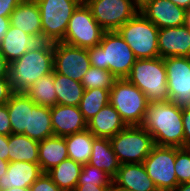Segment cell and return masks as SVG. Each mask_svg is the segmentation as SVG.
<instances>
[{"instance_id": "f1b7e54d", "label": "cell", "mask_w": 190, "mask_h": 191, "mask_svg": "<svg viewBox=\"0 0 190 191\" xmlns=\"http://www.w3.org/2000/svg\"><path fill=\"white\" fill-rule=\"evenodd\" d=\"M95 138L88 129L66 136L65 141L69 158L81 165L89 163Z\"/></svg>"}, {"instance_id": "74e56055", "label": "cell", "mask_w": 190, "mask_h": 191, "mask_svg": "<svg viewBox=\"0 0 190 191\" xmlns=\"http://www.w3.org/2000/svg\"><path fill=\"white\" fill-rule=\"evenodd\" d=\"M13 93L10 79H0V104H6Z\"/></svg>"}, {"instance_id": "7bdbcfd3", "label": "cell", "mask_w": 190, "mask_h": 191, "mask_svg": "<svg viewBox=\"0 0 190 191\" xmlns=\"http://www.w3.org/2000/svg\"><path fill=\"white\" fill-rule=\"evenodd\" d=\"M10 27V17H0V42Z\"/></svg>"}, {"instance_id": "d4e9b609", "label": "cell", "mask_w": 190, "mask_h": 191, "mask_svg": "<svg viewBox=\"0 0 190 191\" xmlns=\"http://www.w3.org/2000/svg\"><path fill=\"white\" fill-rule=\"evenodd\" d=\"M23 135L37 141L53 136L51 108L35 104L29 109L28 129Z\"/></svg>"}, {"instance_id": "d6a6232c", "label": "cell", "mask_w": 190, "mask_h": 191, "mask_svg": "<svg viewBox=\"0 0 190 191\" xmlns=\"http://www.w3.org/2000/svg\"><path fill=\"white\" fill-rule=\"evenodd\" d=\"M77 184H94L97 186H112V178L103 170L85 164L82 167Z\"/></svg>"}, {"instance_id": "2e32d148", "label": "cell", "mask_w": 190, "mask_h": 191, "mask_svg": "<svg viewBox=\"0 0 190 191\" xmlns=\"http://www.w3.org/2000/svg\"><path fill=\"white\" fill-rule=\"evenodd\" d=\"M51 122L55 136L66 137L87 129V121L78 106L59 105L51 107Z\"/></svg>"}, {"instance_id": "9a60e30c", "label": "cell", "mask_w": 190, "mask_h": 191, "mask_svg": "<svg viewBox=\"0 0 190 191\" xmlns=\"http://www.w3.org/2000/svg\"><path fill=\"white\" fill-rule=\"evenodd\" d=\"M158 50L163 59L190 57V30L185 25L159 29Z\"/></svg>"}, {"instance_id": "7c38bea8", "label": "cell", "mask_w": 190, "mask_h": 191, "mask_svg": "<svg viewBox=\"0 0 190 191\" xmlns=\"http://www.w3.org/2000/svg\"><path fill=\"white\" fill-rule=\"evenodd\" d=\"M53 48L54 71L81 82L83 76L91 67L87 49L64 42L53 43Z\"/></svg>"}, {"instance_id": "5bb4252c", "label": "cell", "mask_w": 190, "mask_h": 191, "mask_svg": "<svg viewBox=\"0 0 190 191\" xmlns=\"http://www.w3.org/2000/svg\"><path fill=\"white\" fill-rule=\"evenodd\" d=\"M185 11L169 0H152L139 12L161 29L183 26Z\"/></svg>"}, {"instance_id": "7a4b0ae2", "label": "cell", "mask_w": 190, "mask_h": 191, "mask_svg": "<svg viewBox=\"0 0 190 191\" xmlns=\"http://www.w3.org/2000/svg\"><path fill=\"white\" fill-rule=\"evenodd\" d=\"M54 70V48L51 42H39L19 59L10 63L9 79L13 92H25L41 77Z\"/></svg>"}, {"instance_id": "44dd1931", "label": "cell", "mask_w": 190, "mask_h": 191, "mask_svg": "<svg viewBox=\"0 0 190 191\" xmlns=\"http://www.w3.org/2000/svg\"><path fill=\"white\" fill-rule=\"evenodd\" d=\"M38 43L36 38L10 25L0 42V53L11 63Z\"/></svg>"}, {"instance_id": "cb8c5ba5", "label": "cell", "mask_w": 190, "mask_h": 191, "mask_svg": "<svg viewBox=\"0 0 190 191\" xmlns=\"http://www.w3.org/2000/svg\"><path fill=\"white\" fill-rule=\"evenodd\" d=\"M107 173L112 179L120 168V162L113 152L110 139L95 138L92 145V154L89 163Z\"/></svg>"}, {"instance_id": "ee69618b", "label": "cell", "mask_w": 190, "mask_h": 191, "mask_svg": "<svg viewBox=\"0 0 190 191\" xmlns=\"http://www.w3.org/2000/svg\"><path fill=\"white\" fill-rule=\"evenodd\" d=\"M169 1H171L173 4H176L177 6L185 10L190 7V0H169Z\"/></svg>"}, {"instance_id": "f907efd6", "label": "cell", "mask_w": 190, "mask_h": 191, "mask_svg": "<svg viewBox=\"0 0 190 191\" xmlns=\"http://www.w3.org/2000/svg\"><path fill=\"white\" fill-rule=\"evenodd\" d=\"M111 191H129V190H125V189H122V188H118V187H115L114 185H112Z\"/></svg>"}, {"instance_id": "f6af8a7d", "label": "cell", "mask_w": 190, "mask_h": 191, "mask_svg": "<svg viewBox=\"0 0 190 191\" xmlns=\"http://www.w3.org/2000/svg\"><path fill=\"white\" fill-rule=\"evenodd\" d=\"M9 163V161H5L0 158V177L7 173Z\"/></svg>"}, {"instance_id": "4316f807", "label": "cell", "mask_w": 190, "mask_h": 191, "mask_svg": "<svg viewBox=\"0 0 190 191\" xmlns=\"http://www.w3.org/2000/svg\"><path fill=\"white\" fill-rule=\"evenodd\" d=\"M83 165L67 158L47 172L52 181L62 191H74L77 186Z\"/></svg>"}, {"instance_id": "277c9868", "label": "cell", "mask_w": 190, "mask_h": 191, "mask_svg": "<svg viewBox=\"0 0 190 191\" xmlns=\"http://www.w3.org/2000/svg\"><path fill=\"white\" fill-rule=\"evenodd\" d=\"M126 79L145 94L149 103L169 101L163 58L137 59Z\"/></svg>"}, {"instance_id": "3957f363", "label": "cell", "mask_w": 190, "mask_h": 191, "mask_svg": "<svg viewBox=\"0 0 190 191\" xmlns=\"http://www.w3.org/2000/svg\"><path fill=\"white\" fill-rule=\"evenodd\" d=\"M91 66L110 71L117 79L126 78L135 54L117 31H105L99 45L87 49Z\"/></svg>"}, {"instance_id": "ab89813d", "label": "cell", "mask_w": 190, "mask_h": 191, "mask_svg": "<svg viewBox=\"0 0 190 191\" xmlns=\"http://www.w3.org/2000/svg\"><path fill=\"white\" fill-rule=\"evenodd\" d=\"M112 186H97L94 184H77L74 191H111Z\"/></svg>"}, {"instance_id": "6da1fadb", "label": "cell", "mask_w": 190, "mask_h": 191, "mask_svg": "<svg viewBox=\"0 0 190 191\" xmlns=\"http://www.w3.org/2000/svg\"><path fill=\"white\" fill-rule=\"evenodd\" d=\"M182 107L171 101L149 103L141 126L151 135L155 145L184 147Z\"/></svg>"}, {"instance_id": "8d00e7d4", "label": "cell", "mask_w": 190, "mask_h": 191, "mask_svg": "<svg viewBox=\"0 0 190 191\" xmlns=\"http://www.w3.org/2000/svg\"><path fill=\"white\" fill-rule=\"evenodd\" d=\"M182 121L184 127V147L190 148V106L182 107Z\"/></svg>"}, {"instance_id": "d6986e66", "label": "cell", "mask_w": 190, "mask_h": 191, "mask_svg": "<svg viewBox=\"0 0 190 191\" xmlns=\"http://www.w3.org/2000/svg\"><path fill=\"white\" fill-rule=\"evenodd\" d=\"M42 173L39 163L10 162L7 173L0 177V191L12 187L29 188Z\"/></svg>"}, {"instance_id": "681fc988", "label": "cell", "mask_w": 190, "mask_h": 191, "mask_svg": "<svg viewBox=\"0 0 190 191\" xmlns=\"http://www.w3.org/2000/svg\"><path fill=\"white\" fill-rule=\"evenodd\" d=\"M5 191H30V188L12 187L11 189H7Z\"/></svg>"}, {"instance_id": "ba28073f", "label": "cell", "mask_w": 190, "mask_h": 191, "mask_svg": "<svg viewBox=\"0 0 190 191\" xmlns=\"http://www.w3.org/2000/svg\"><path fill=\"white\" fill-rule=\"evenodd\" d=\"M41 13L43 41L62 42L74 10L83 0H36Z\"/></svg>"}, {"instance_id": "7dc6e473", "label": "cell", "mask_w": 190, "mask_h": 191, "mask_svg": "<svg viewBox=\"0 0 190 191\" xmlns=\"http://www.w3.org/2000/svg\"><path fill=\"white\" fill-rule=\"evenodd\" d=\"M173 191H190V182L178 184Z\"/></svg>"}, {"instance_id": "bcb514c9", "label": "cell", "mask_w": 190, "mask_h": 191, "mask_svg": "<svg viewBox=\"0 0 190 191\" xmlns=\"http://www.w3.org/2000/svg\"><path fill=\"white\" fill-rule=\"evenodd\" d=\"M151 1L152 0H133V3L135 5V7L140 11L142 8H144Z\"/></svg>"}, {"instance_id": "4fadbf2b", "label": "cell", "mask_w": 190, "mask_h": 191, "mask_svg": "<svg viewBox=\"0 0 190 191\" xmlns=\"http://www.w3.org/2000/svg\"><path fill=\"white\" fill-rule=\"evenodd\" d=\"M169 101L179 107L190 106V57L164 58Z\"/></svg>"}, {"instance_id": "e575fe53", "label": "cell", "mask_w": 190, "mask_h": 191, "mask_svg": "<svg viewBox=\"0 0 190 191\" xmlns=\"http://www.w3.org/2000/svg\"><path fill=\"white\" fill-rule=\"evenodd\" d=\"M29 188L30 191H62L47 173H42Z\"/></svg>"}, {"instance_id": "c3c4849f", "label": "cell", "mask_w": 190, "mask_h": 191, "mask_svg": "<svg viewBox=\"0 0 190 191\" xmlns=\"http://www.w3.org/2000/svg\"><path fill=\"white\" fill-rule=\"evenodd\" d=\"M184 25L190 30V7L185 11V23Z\"/></svg>"}, {"instance_id": "8992f818", "label": "cell", "mask_w": 190, "mask_h": 191, "mask_svg": "<svg viewBox=\"0 0 190 191\" xmlns=\"http://www.w3.org/2000/svg\"><path fill=\"white\" fill-rule=\"evenodd\" d=\"M158 31L159 29L140 12L117 30L137 59L160 57Z\"/></svg>"}, {"instance_id": "83f0119b", "label": "cell", "mask_w": 190, "mask_h": 191, "mask_svg": "<svg viewBox=\"0 0 190 191\" xmlns=\"http://www.w3.org/2000/svg\"><path fill=\"white\" fill-rule=\"evenodd\" d=\"M53 81L57 95V104L78 106L81 102L84 87L81 82L72 80L53 70Z\"/></svg>"}, {"instance_id": "d590c367", "label": "cell", "mask_w": 190, "mask_h": 191, "mask_svg": "<svg viewBox=\"0 0 190 191\" xmlns=\"http://www.w3.org/2000/svg\"><path fill=\"white\" fill-rule=\"evenodd\" d=\"M12 133L7 104H0V134L9 136Z\"/></svg>"}, {"instance_id": "1f68e13d", "label": "cell", "mask_w": 190, "mask_h": 191, "mask_svg": "<svg viewBox=\"0 0 190 191\" xmlns=\"http://www.w3.org/2000/svg\"><path fill=\"white\" fill-rule=\"evenodd\" d=\"M117 78L108 70L91 66L83 76L81 84L84 90L101 88L111 90Z\"/></svg>"}, {"instance_id": "9c48e42d", "label": "cell", "mask_w": 190, "mask_h": 191, "mask_svg": "<svg viewBox=\"0 0 190 191\" xmlns=\"http://www.w3.org/2000/svg\"><path fill=\"white\" fill-rule=\"evenodd\" d=\"M105 30L94 19L91 10L82 1L74 10L62 42L84 49L99 45Z\"/></svg>"}, {"instance_id": "ffe728a7", "label": "cell", "mask_w": 190, "mask_h": 191, "mask_svg": "<svg viewBox=\"0 0 190 191\" xmlns=\"http://www.w3.org/2000/svg\"><path fill=\"white\" fill-rule=\"evenodd\" d=\"M127 125L109 103L87 122V129L97 138H108L115 136Z\"/></svg>"}, {"instance_id": "b9f144b4", "label": "cell", "mask_w": 190, "mask_h": 191, "mask_svg": "<svg viewBox=\"0 0 190 191\" xmlns=\"http://www.w3.org/2000/svg\"><path fill=\"white\" fill-rule=\"evenodd\" d=\"M10 63L0 53V79H9Z\"/></svg>"}, {"instance_id": "836d02e7", "label": "cell", "mask_w": 190, "mask_h": 191, "mask_svg": "<svg viewBox=\"0 0 190 191\" xmlns=\"http://www.w3.org/2000/svg\"><path fill=\"white\" fill-rule=\"evenodd\" d=\"M174 169L178 184L190 182V148L175 147Z\"/></svg>"}, {"instance_id": "7402d4cb", "label": "cell", "mask_w": 190, "mask_h": 191, "mask_svg": "<svg viewBox=\"0 0 190 191\" xmlns=\"http://www.w3.org/2000/svg\"><path fill=\"white\" fill-rule=\"evenodd\" d=\"M69 158L65 137L51 136L39 141L38 163L43 173Z\"/></svg>"}, {"instance_id": "5b68a950", "label": "cell", "mask_w": 190, "mask_h": 191, "mask_svg": "<svg viewBox=\"0 0 190 191\" xmlns=\"http://www.w3.org/2000/svg\"><path fill=\"white\" fill-rule=\"evenodd\" d=\"M109 103L127 126H141L149 100L134 84L123 78L115 81L110 90Z\"/></svg>"}, {"instance_id": "8fae6325", "label": "cell", "mask_w": 190, "mask_h": 191, "mask_svg": "<svg viewBox=\"0 0 190 191\" xmlns=\"http://www.w3.org/2000/svg\"><path fill=\"white\" fill-rule=\"evenodd\" d=\"M97 23L105 31H117L139 10L133 0H83Z\"/></svg>"}, {"instance_id": "e0dca14e", "label": "cell", "mask_w": 190, "mask_h": 191, "mask_svg": "<svg viewBox=\"0 0 190 191\" xmlns=\"http://www.w3.org/2000/svg\"><path fill=\"white\" fill-rule=\"evenodd\" d=\"M10 25L43 41L41 13L36 0H22L10 14Z\"/></svg>"}, {"instance_id": "30bf717a", "label": "cell", "mask_w": 190, "mask_h": 191, "mask_svg": "<svg viewBox=\"0 0 190 191\" xmlns=\"http://www.w3.org/2000/svg\"><path fill=\"white\" fill-rule=\"evenodd\" d=\"M143 164L158 191H173L178 185L174 169L175 147L154 145Z\"/></svg>"}, {"instance_id": "f546056e", "label": "cell", "mask_w": 190, "mask_h": 191, "mask_svg": "<svg viewBox=\"0 0 190 191\" xmlns=\"http://www.w3.org/2000/svg\"><path fill=\"white\" fill-rule=\"evenodd\" d=\"M35 104L51 108L57 104L53 72L36 80L24 92Z\"/></svg>"}, {"instance_id": "60d3db41", "label": "cell", "mask_w": 190, "mask_h": 191, "mask_svg": "<svg viewBox=\"0 0 190 191\" xmlns=\"http://www.w3.org/2000/svg\"><path fill=\"white\" fill-rule=\"evenodd\" d=\"M8 136L0 134V158L9 161Z\"/></svg>"}, {"instance_id": "484cf974", "label": "cell", "mask_w": 190, "mask_h": 191, "mask_svg": "<svg viewBox=\"0 0 190 191\" xmlns=\"http://www.w3.org/2000/svg\"><path fill=\"white\" fill-rule=\"evenodd\" d=\"M9 162H31L38 163L39 141L29 138L23 134L8 136Z\"/></svg>"}, {"instance_id": "603a6c76", "label": "cell", "mask_w": 190, "mask_h": 191, "mask_svg": "<svg viewBox=\"0 0 190 191\" xmlns=\"http://www.w3.org/2000/svg\"><path fill=\"white\" fill-rule=\"evenodd\" d=\"M13 134H23L28 129L29 109L35 103L23 92H14L6 103Z\"/></svg>"}, {"instance_id": "52a82bcc", "label": "cell", "mask_w": 190, "mask_h": 191, "mask_svg": "<svg viewBox=\"0 0 190 191\" xmlns=\"http://www.w3.org/2000/svg\"><path fill=\"white\" fill-rule=\"evenodd\" d=\"M110 142L120 164L143 163L155 145L152 135L142 126H127Z\"/></svg>"}, {"instance_id": "4dcf8cb0", "label": "cell", "mask_w": 190, "mask_h": 191, "mask_svg": "<svg viewBox=\"0 0 190 191\" xmlns=\"http://www.w3.org/2000/svg\"><path fill=\"white\" fill-rule=\"evenodd\" d=\"M109 100L110 90L92 88L84 90L78 107L83 114L84 119L88 122L101 110V108L109 104Z\"/></svg>"}, {"instance_id": "ac0fdd59", "label": "cell", "mask_w": 190, "mask_h": 191, "mask_svg": "<svg viewBox=\"0 0 190 191\" xmlns=\"http://www.w3.org/2000/svg\"><path fill=\"white\" fill-rule=\"evenodd\" d=\"M112 183L115 187L129 191H158L143 163L120 164Z\"/></svg>"}, {"instance_id": "f35d334b", "label": "cell", "mask_w": 190, "mask_h": 191, "mask_svg": "<svg viewBox=\"0 0 190 191\" xmlns=\"http://www.w3.org/2000/svg\"><path fill=\"white\" fill-rule=\"evenodd\" d=\"M22 0H0V17H10V14Z\"/></svg>"}]
</instances>
